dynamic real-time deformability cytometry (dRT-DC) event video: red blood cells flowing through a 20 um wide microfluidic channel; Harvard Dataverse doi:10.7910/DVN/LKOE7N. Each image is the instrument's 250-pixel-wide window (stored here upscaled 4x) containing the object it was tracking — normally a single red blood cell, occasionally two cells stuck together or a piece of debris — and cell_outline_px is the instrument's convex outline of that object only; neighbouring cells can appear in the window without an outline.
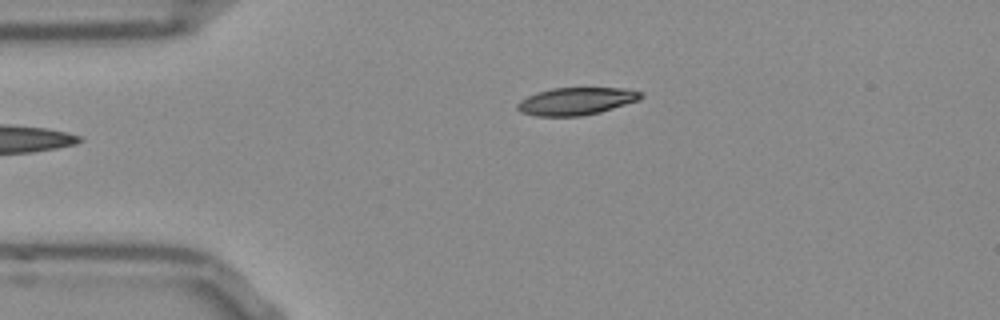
{"species": "Egyptian fruit bat (a non-hibernating species)", "species_latin": "Rousettus aegyptiacus", "temperature_condition": "room temperature", "stored_images_in_passage": 37, "camera_frame_rate_fps": 3000, "um_per_image_px": 0.085, "frame": {"image": 1, "passage_image": 1, "time_ms": 0.0, "image_size_px": [1000, 320], "cell_outline_px": [[644, 96], [640, 100], [600, 112], [580, 116], [536, 116], [520, 112], [516, 108], [516, 104], [520, 100], [536, 92], [552, 88], [624, 88], [644, 92]], "centroid_in_image_um": [48.99, 8.6], "position_along_channel_um": 36.0, "area_um2": 19.94}}
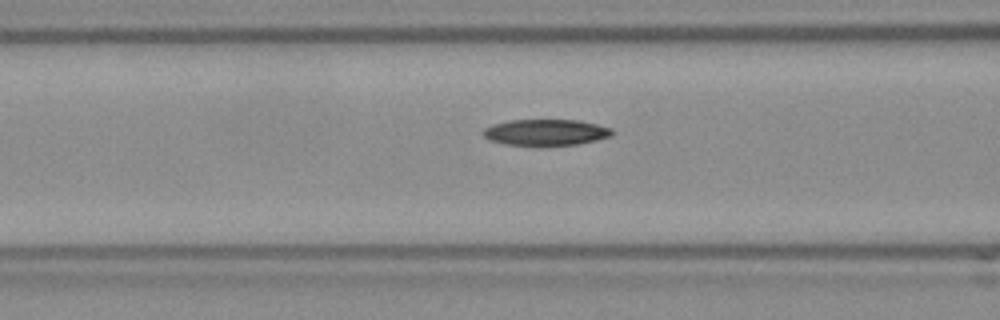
{"frame": {"image": 2, "passage_image": 10, "time_ms": 3.0, "image_size_px": [1000, 320], "cell_outline_px": [[616, 132], [612, 136], [596, 140], [576, 144], [536, 148], [504, 144], [488, 140], [480, 132], [484, 128], [492, 124], [508, 120], [576, 120], [596, 124], [612, 128]], "centroid_in_image_um": [46.35, 11.28], "position_along_channel_um": 120.3, "area_um2": 20.52}}
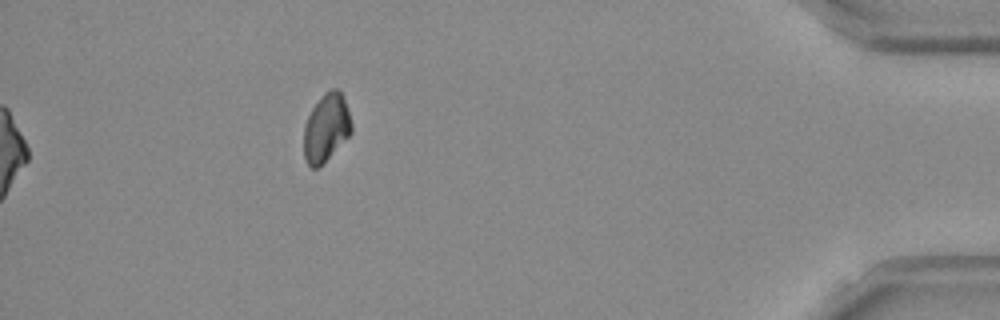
{"frame": {"image": 3, "passage_image": 37, "time_ms": 12.0, "image_size_px": [1000, 320], "cell_outline_px": [[352, 132], [316, 168], [312, 168], [308, 164], [304, 156], [304, 124], [312, 108], [324, 92], [332, 88], [336, 88], [340, 92], [344, 100], [352, 124]], "centroid_in_image_um": [27.71, 10.82], "position_along_channel_um": 407.5, "area_um2": 18.32}, "authors_computed_cell_mechanics": {"area_um2": 20.1722, "velocity_mm_per_s": 3.8329, "shape_relaxation_time_tau1_ms": 5.8021, "shape_relaxation_time_tau2_ms": null, "deformation_change_tau1": 0.1347, "deformation_change_tau2": null}}